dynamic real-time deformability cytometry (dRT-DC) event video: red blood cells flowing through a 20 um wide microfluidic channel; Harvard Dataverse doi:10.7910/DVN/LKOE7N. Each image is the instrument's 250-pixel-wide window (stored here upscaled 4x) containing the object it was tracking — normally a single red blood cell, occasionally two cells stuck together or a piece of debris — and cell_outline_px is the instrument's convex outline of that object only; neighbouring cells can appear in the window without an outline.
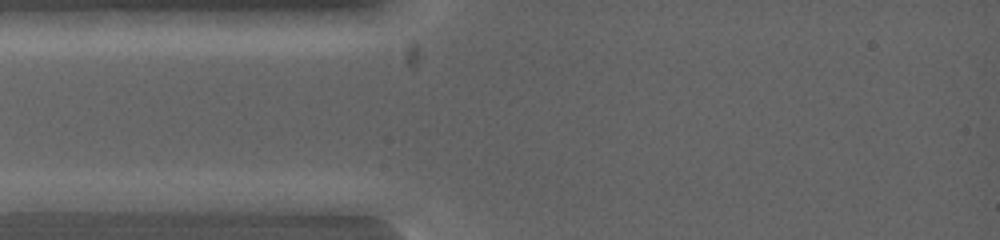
{"species": "common noctule bat (a hibernating species)", "species_latin": "Nyctalus noctula", "temperature_condition": "warm", "stored_images_in_passage": 3, "camera_frame_rate_fps": 5000, "um_per_image_px": 0.085, "animal": {"sex": "female", "body_mass_g": 19.0, "forearm_length_mm": 53.3}, "frame": {"image": 1, "passage_image": 1, "time_ms": 0.0, "image_size_px": [1000, 240], "cell_outline_px": [[124, 200], [96, 212], [16, 212], [12, 200], [20, 192], [100, 192]], "centroid_in_image_um": [5.36, 17.16], "position_along_channel_um": 79.6, "area_um2": 13.87}}